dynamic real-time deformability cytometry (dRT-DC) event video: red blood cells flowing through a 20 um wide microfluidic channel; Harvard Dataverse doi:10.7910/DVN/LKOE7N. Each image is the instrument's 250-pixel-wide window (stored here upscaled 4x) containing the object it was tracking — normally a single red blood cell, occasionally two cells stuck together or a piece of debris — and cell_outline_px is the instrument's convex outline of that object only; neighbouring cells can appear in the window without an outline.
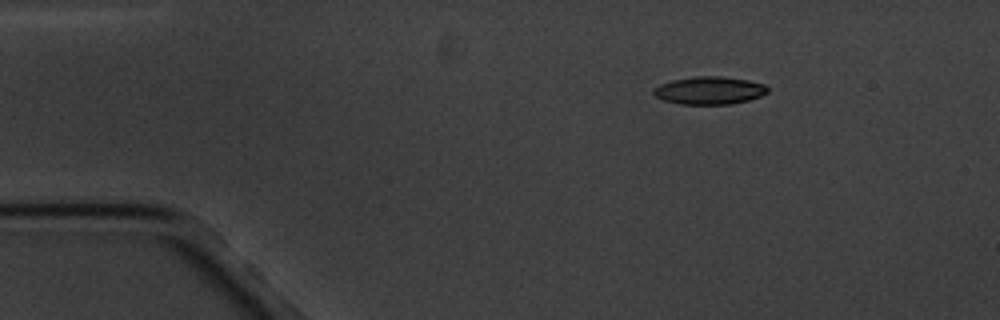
{"species": "common noctule bat (a hibernating species)", "species_latin": "Nyctalus noctula", "temperature_condition": "cold", "stored_images_in_passage": 3, "camera_frame_rate_fps": 3000, "um_per_image_px": 0.085, "animal": {"sex": "male", "body_mass_g": 20.1, "forearm_length_mm": 53.5}, "frame": {"image": 1, "passage_image": 1, "time_ms": 0.0, "image_size_px": [1000, 320], "cell_outline_px": [[768, 92], [760, 96], [748, 100], [732, 104], [680, 104], [664, 100], [656, 96], [652, 92], [652, 88], [660, 84], [672, 80], [696, 76], [720, 76], [748, 80], [764, 84], [768, 88]], "centroid_in_image_um": [60.28, 7.68], "position_along_channel_um": 24.7, "area_um2": 18.44}}